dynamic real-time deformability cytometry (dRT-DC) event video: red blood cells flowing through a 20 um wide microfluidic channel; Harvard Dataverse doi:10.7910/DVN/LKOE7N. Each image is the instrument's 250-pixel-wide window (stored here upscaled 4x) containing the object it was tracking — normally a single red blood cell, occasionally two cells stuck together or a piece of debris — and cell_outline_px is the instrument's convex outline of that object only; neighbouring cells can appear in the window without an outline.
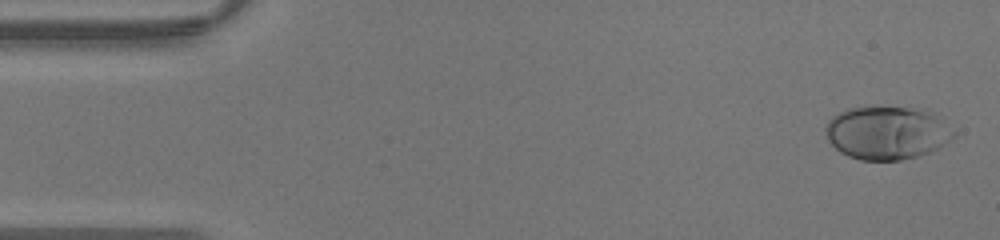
{"species": "human", "species_latin": "Homo sapiens", "temperature_condition": "warm", "stored_images_in_passage": 42, "camera_frame_rate_fps": 3000, "um_per_image_px": 0.085, "donor": {"sex": "male"}, "frame": {"image": 1, "passage_image": 1, "time_ms": 0.0, "image_size_px": [1000, 240], "cell_outline_px": [[956, 136], [936, 148], [920, 156], [900, 160], [860, 160], [848, 156], [840, 152], [828, 140], [824, 128], [828, 120], [832, 116], [848, 108], [928, 108], [956, 132]], "centroid_in_image_um": [75.4, 11.29], "position_along_channel_um": 9.6, "area_um2": 39.65}}
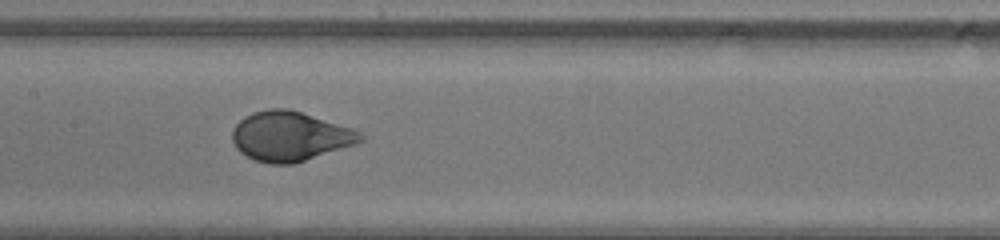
{"frame": {"image": 2, "passage_image": 20, "time_ms": 6.333, "image_size_px": [1000, 240], "cell_outline_px": [[364, 140], [356, 144], [292, 164], [268, 164], [252, 160], [240, 152], [236, 148], [232, 140], [232, 132], [236, 124], [244, 116], [252, 112], [268, 108], [288, 108], [356, 128], [364, 136]], "centroid_in_image_um": [24.66, 11.57], "position_along_channel_um": 182.7, "area_um2": 37.45}}
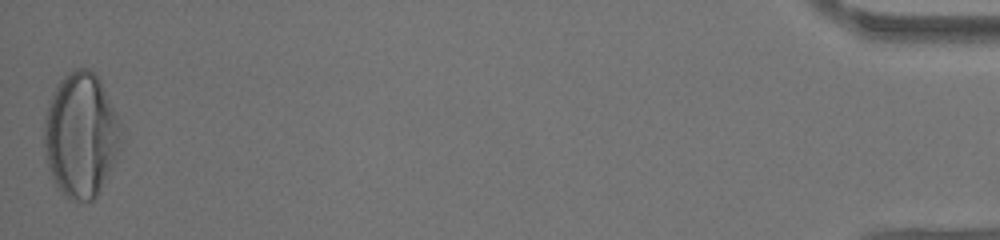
{"frame": {"image": 3, "passage_image": 42, "time_ms": 13.667, "image_size_px": [1000, 240], "cell_outline_px": [[128, 136], [120, 152], [96, 196], [92, 200], [72, 200], [64, 196], [60, 192], [48, 168], [44, 156], [44, 116], [48, 100], [60, 80], [64, 76], [76, 68], [88, 68], [100, 80]], "centroid_in_image_um": [6.91, 11.48], "position_along_channel_um": 428.3, "area_um2": 56.88}}